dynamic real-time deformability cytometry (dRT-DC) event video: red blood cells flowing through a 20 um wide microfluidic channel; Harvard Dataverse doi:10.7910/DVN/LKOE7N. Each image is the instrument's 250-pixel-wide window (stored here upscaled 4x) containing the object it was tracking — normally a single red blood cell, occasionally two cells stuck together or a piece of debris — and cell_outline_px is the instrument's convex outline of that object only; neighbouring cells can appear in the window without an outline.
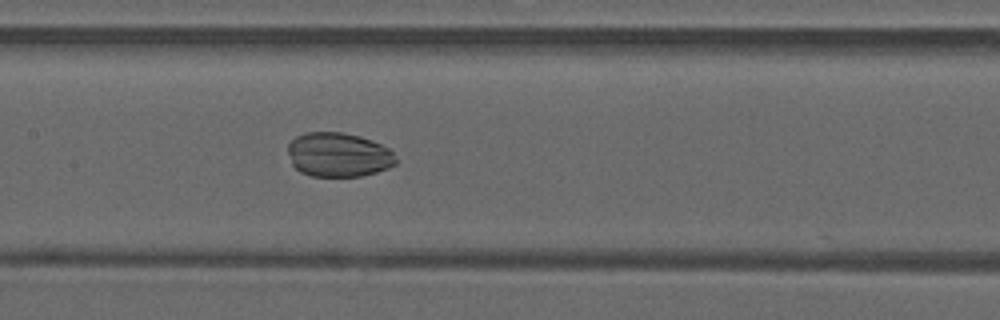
{"species": "common noctule bat (a hibernating species)", "species_latin": "Nyctalus noctula", "temperature_condition": "warm", "stored_images_in_passage": 26, "camera_frame_rate_fps": 3000, "um_per_image_px": 0.085, "animal": {"sex": "male", "forearm_length_mm": 52.5}, "frame": {"image": 1, "passage_image": 22, "time_ms": 7.0, "image_size_px": [1000, 320], "cell_outline_px": [[396, 164], [388, 168], [376, 172], [360, 176], [312, 176], [300, 172], [292, 164], [288, 152], [288, 144], [296, 136], [304, 132], [344, 132], [360, 136], [372, 140], [388, 148], [392, 152], [396, 160]], "centroid_in_image_um": [28.75, 13.14], "position_along_channel_um": 178.6, "area_um2": 27.92}}
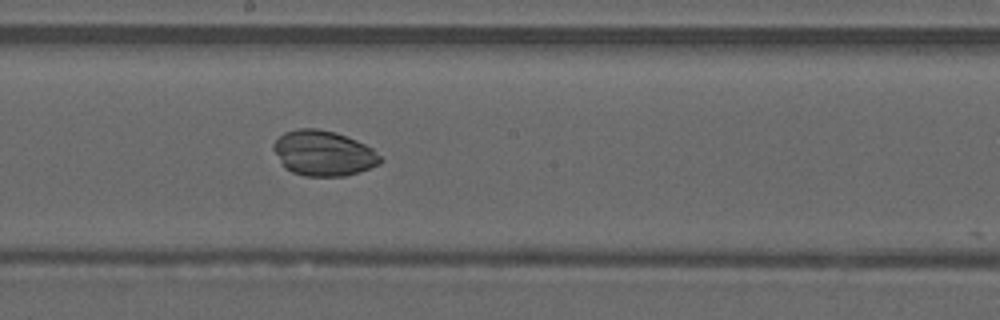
{"frame": {"image": 2, "passage_image": 25, "time_ms": 8.0, "image_size_px": [1000, 320], "cell_outline_px": [[384, 160], [380, 164], [360, 172], [344, 176], [304, 176], [292, 172], [284, 168], [272, 148], [272, 144], [284, 132], [300, 128], [316, 128], [336, 132], [356, 140], [372, 148]], "centroid_in_image_um": [27.49, 13.03], "position_along_channel_um": 220.7, "area_um2": 28.32}}